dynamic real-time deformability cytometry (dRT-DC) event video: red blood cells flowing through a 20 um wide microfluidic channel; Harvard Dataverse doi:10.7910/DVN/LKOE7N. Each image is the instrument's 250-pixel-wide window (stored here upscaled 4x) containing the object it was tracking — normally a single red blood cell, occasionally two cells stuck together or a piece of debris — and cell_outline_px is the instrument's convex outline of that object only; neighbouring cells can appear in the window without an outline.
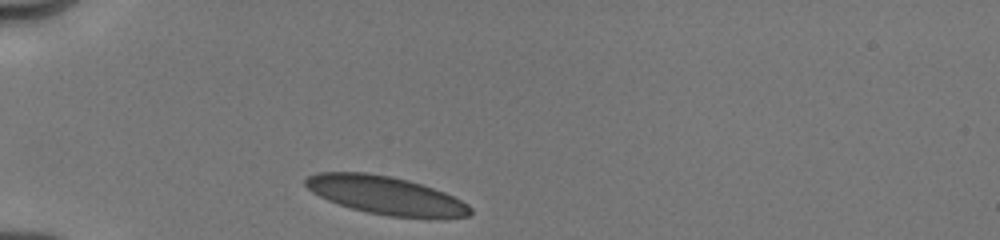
{"species": "human", "species_latin": "Homo sapiens", "temperature_condition": "cold", "stored_images_in_passage": 37, "camera_frame_rate_fps": 3000, "um_per_image_px": 0.085, "donor": {"sex": "male"}, "frame": {"image": 1, "passage_image": 1, "time_ms": 0.0, "image_size_px": [1000, 240], "cell_outline_px": [[472, 212], [468, 216], [388, 216], [368, 212], [352, 208], [328, 200], [312, 192], [304, 184], [304, 180], [308, 176], [316, 172], [368, 172], [408, 180], [444, 192], [468, 204], [472, 208]], "centroid_in_image_um": [32.71, 16.57], "position_along_channel_um": 52.3, "area_um2": 35.78}}
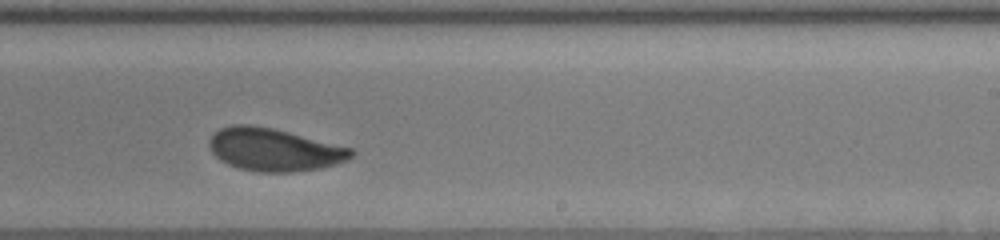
{"frame": {"image": 2, "passage_image": 19, "time_ms": 6.0, "image_size_px": [1000, 240], "cell_outline_px": [[356, 152], [348, 160], [336, 164], [320, 168], [292, 172], [256, 172], [240, 168], [228, 164], [220, 160], [212, 152], [208, 144], [208, 140], [220, 128], [232, 124], [248, 124], [272, 128], [352, 148]], "centroid_in_image_um": [23.29, 12.72], "position_along_channel_um": 265.7, "area_um2": 35.26}}
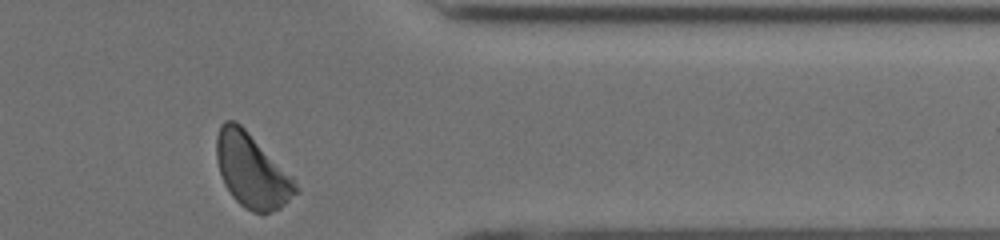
{"frame": {"image": 3, "passage_image": 36, "time_ms": 9.333, "image_size_px": [1000, 240], "cell_outline_px": [[300, 192], [280, 208], [268, 212], [252, 212], [244, 208], [232, 196], [224, 184], [216, 160], [216, 136], [220, 124], [224, 120], [236, 120], [292, 176], [300, 188]], "centroid_in_image_um": [21.4, 14.51], "position_along_channel_um": 390.0, "area_um2": 34.1}, "authors_computed_cell_mechanics": {"area_um2": 35.0846, "velocity_mm_per_s": 3.9682, "shape_relaxation_time_tau1_ms": 3.2454, "shape_relaxation_time_tau2_ms": 0.7785, "deformation_change_tau1": 0.1122, "deformation_change_tau2": 0.0391}}